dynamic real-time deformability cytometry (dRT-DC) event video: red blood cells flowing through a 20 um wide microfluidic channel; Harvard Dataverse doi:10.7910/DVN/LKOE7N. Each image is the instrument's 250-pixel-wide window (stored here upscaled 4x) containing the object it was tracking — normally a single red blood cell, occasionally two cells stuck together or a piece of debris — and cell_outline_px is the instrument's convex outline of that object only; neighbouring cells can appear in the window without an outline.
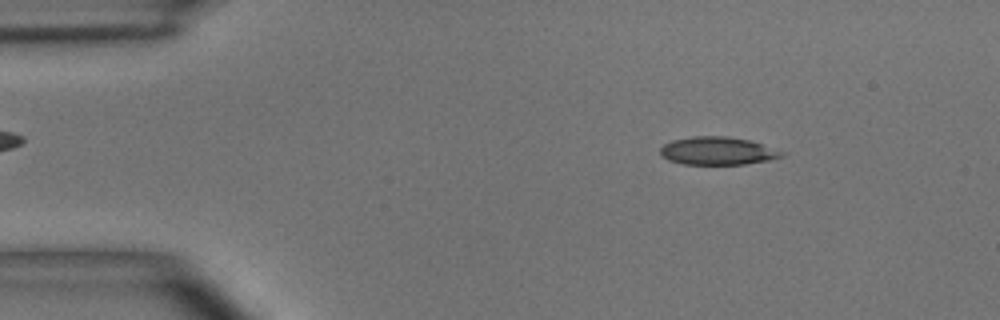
{"species": "common noctule bat (a hibernating species)", "species_latin": "Nyctalus noctula", "temperature_condition": "room temperature", "stored_images_in_passage": 5, "camera_frame_rate_fps": 3000, "um_per_image_px": 0.085, "animal": {"sex": "male", "body_mass_g": 15.6}, "frame": {"image": 1, "passage_image": 3, "time_ms": 2.333, "image_size_px": [1000, 320], "cell_outline_px": [[788, 152], [784, 156], [768, 160], [744, 164], [684, 164], [668, 160], [660, 156], [660, 148], [664, 144], [672, 140], [692, 136], [724, 136], [752, 140]], "centroid_in_image_um": [61.03, 12.82], "position_along_channel_um": 24.0, "area_um2": 20.06}}